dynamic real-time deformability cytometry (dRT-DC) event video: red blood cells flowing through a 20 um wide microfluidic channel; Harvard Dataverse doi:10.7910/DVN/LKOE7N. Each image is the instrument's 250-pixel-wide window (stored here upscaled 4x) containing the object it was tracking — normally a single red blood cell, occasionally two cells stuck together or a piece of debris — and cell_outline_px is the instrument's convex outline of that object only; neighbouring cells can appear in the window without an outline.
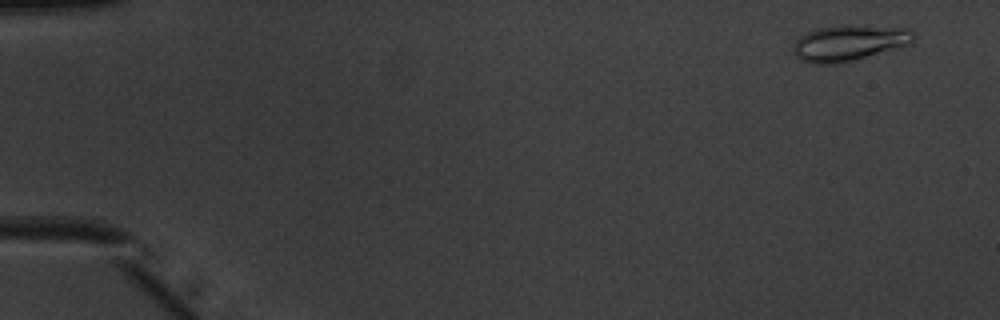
{"species": "common noctule bat (a hibernating species)", "species_latin": "Nyctalus noctula", "temperature_condition": "warm", "stored_images_in_passage": 51, "camera_frame_rate_fps": 3000, "um_per_image_px": 0.085, "animal": {"sex": "male", "body_mass_g": 20.1, "forearm_length_mm": 53.5}, "frame": {"image": 1, "passage_image": 3, "time_ms": 0.667, "image_size_px": [1000, 320], "cell_outline_px": [[916, 36], [908, 44], [896, 48], [840, 64], [812, 64], [800, 60], [792, 52], [792, 44], [800, 36], [808, 32], [820, 28], [912, 28]], "centroid_in_image_um": [72.11, 3.72], "position_along_channel_um": 12.9, "area_um2": 24.1}}
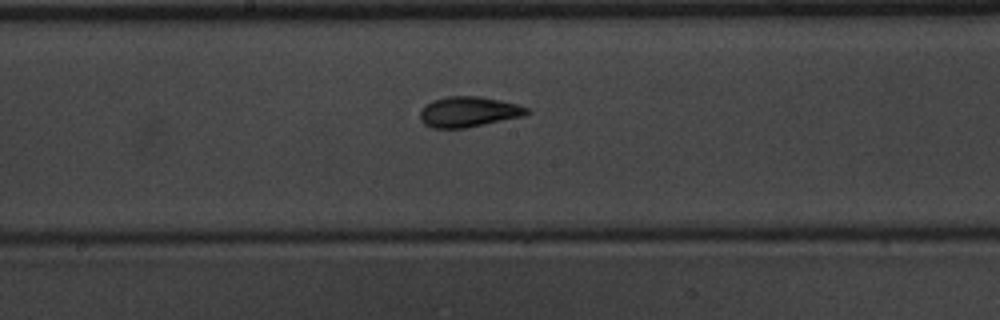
{"frame": {"image": 2, "passage_image": 28, "time_ms": 9.0, "image_size_px": [1000, 320], "cell_outline_px": [[532, 112], [524, 116], [468, 128], [432, 128], [424, 124], [420, 120], [420, 108], [432, 100], [448, 96], [480, 96], [516, 104], [528, 108]], "centroid_in_image_um": [39.81, 9.51], "position_along_channel_um": 208.4, "area_um2": 19.13}}
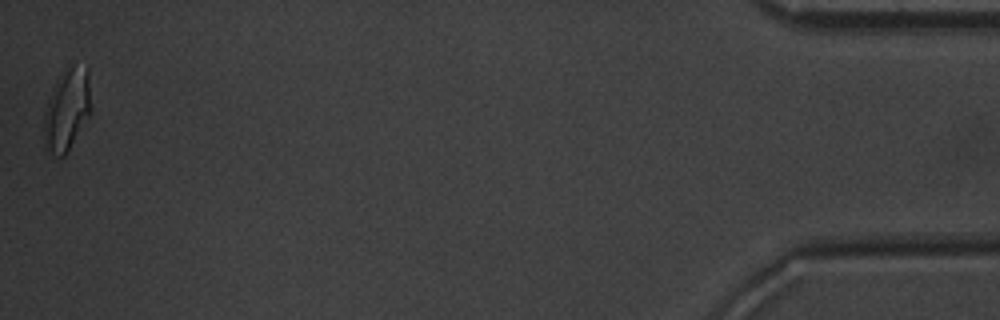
{"frame": {"image": 3, "passage_image": 51, "time_ms": 16.667, "image_size_px": [1000, 320], "cell_outline_px": [[92, 108], [64, 156], [56, 156], [44, 148], [44, 112], [56, 80], [72, 64], [88, 64]], "centroid_in_image_um": [5.7, 9.26], "position_along_channel_um": 429.5, "area_um2": 22.37}, "authors_computed_cell_mechanics": {"area_um2": 18.9006, "velocity_mm_per_s": 4.0038, "shape_relaxation_time_tau1_ms": 4.5087, "shape_relaxation_time_tau2_ms": 1.1659, "deformation_change_tau1": 0.1671, "deformation_change_tau2": 0.0798}}